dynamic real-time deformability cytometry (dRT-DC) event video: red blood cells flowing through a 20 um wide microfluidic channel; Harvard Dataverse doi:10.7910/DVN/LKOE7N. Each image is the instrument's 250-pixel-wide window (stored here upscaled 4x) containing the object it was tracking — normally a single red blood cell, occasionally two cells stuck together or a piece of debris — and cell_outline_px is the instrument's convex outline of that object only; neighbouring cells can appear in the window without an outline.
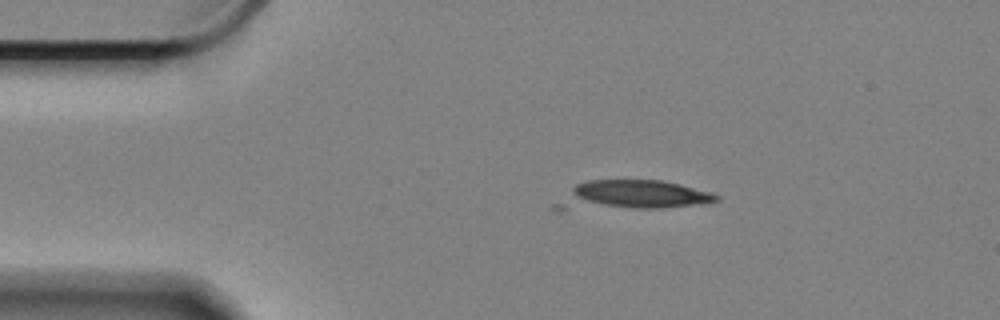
{"species": "Egyptian fruit bat (a non-hibernating species)", "species_latin": "Rousettus aegyptiacus", "temperature_condition": "cold", "stored_images_in_passage": 3, "camera_frame_rate_fps": 3000, "um_per_image_px": 0.085, "animal": {"sex": "female"}, "frame": {"image": 1, "passage_image": 1, "time_ms": 0.0, "image_size_px": [1000, 320], "cell_outline_px": [[720, 200], [660, 208], [640, 208], [608, 204], [592, 200], [580, 196], [572, 188], [576, 184], [584, 180], [664, 180], [712, 192], [720, 196]], "centroid_in_image_um": [54.63, 16.43], "position_along_channel_um": 30.4, "area_um2": 22.08}}